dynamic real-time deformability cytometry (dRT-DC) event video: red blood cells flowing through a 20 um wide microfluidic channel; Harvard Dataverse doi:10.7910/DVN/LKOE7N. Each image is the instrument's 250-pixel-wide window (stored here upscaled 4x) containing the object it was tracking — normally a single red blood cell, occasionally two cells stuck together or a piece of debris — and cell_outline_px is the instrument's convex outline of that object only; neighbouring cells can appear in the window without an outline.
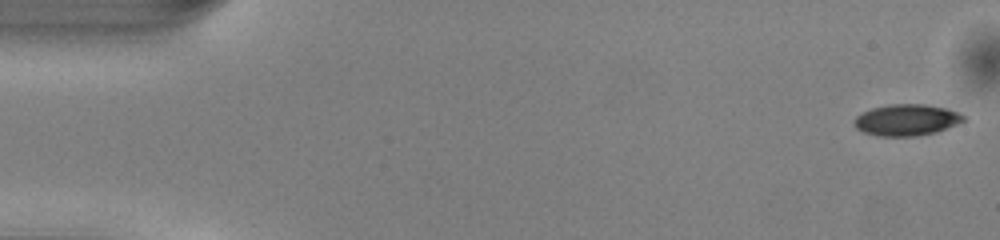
{"species": "common noctule bat (a hibernating species)", "species_latin": "Nyctalus noctula", "temperature_condition": "warm", "stored_images_in_passage": 50, "camera_frame_rate_fps": 3000, "um_per_image_px": 0.085, "animal": {"sex": "male", "body_mass_g": 13.0, "forearm_length_mm": 53.1}, "frame": {"image": 1, "passage_image": 1, "time_ms": 0.0, "image_size_px": [1000, 240], "cell_outline_px": [[968, 120], [936, 132], [916, 136], [876, 136], [864, 132], [856, 128], [852, 120], [856, 116], [872, 108], [888, 104], [924, 104], [948, 108], [960, 112]], "centroid_in_image_um": [77.08, 10.19], "position_along_channel_um": 7.9, "area_um2": 20.23}}
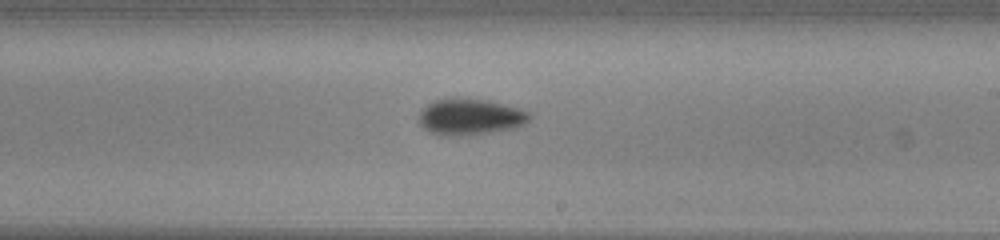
{"frame": {"image": 2, "passage_image": 29, "time_ms": 9.333, "image_size_px": [1000, 240], "cell_outline_px": [[532, 116], [524, 124], [516, 128], [492, 132], [456, 136], [452, 136], [432, 132], [424, 128], [420, 124], [420, 112], [428, 104], [436, 100], [448, 96], [456, 96], [488, 100], [520, 108], [532, 112]], "centroid_in_image_um": [40.02, 9.89], "position_along_channel_um": 249.0, "area_um2": 23.64}}
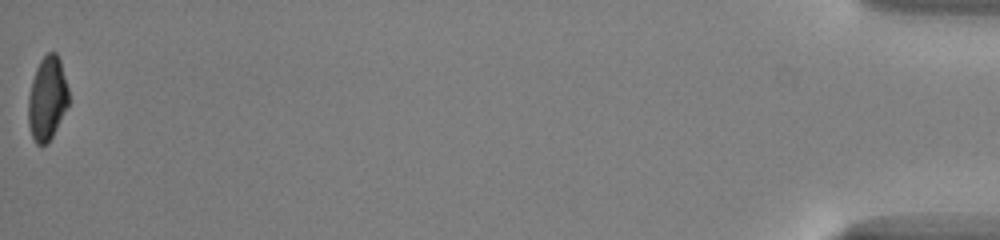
{"frame": {"image": 3, "passage_image": 50, "time_ms": 16.333, "image_size_px": [1000, 240], "cell_outline_px": [[68, 104], [52, 136], [44, 144], [36, 144], [32, 136], [28, 124], [28, 96], [32, 80], [36, 68], [40, 60], [48, 52], [56, 52], [60, 60], [68, 88]], "centroid_in_image_um": [4.0, 8.34], "position_along_channel_um": 431.2, "area_um2": 19.42}, "authors_computed_cell_mechanics": {"area_um2": 21.0392, "velocity_mm_per_s": 4.098, "shape_relaxation_time_tau1_ms": 3.1581, "shape_relaxation_time_tau2_ms": 9.9087, "deformation_change_tau1": 0.1282, "deformation_change_tau2": 0.1716}}